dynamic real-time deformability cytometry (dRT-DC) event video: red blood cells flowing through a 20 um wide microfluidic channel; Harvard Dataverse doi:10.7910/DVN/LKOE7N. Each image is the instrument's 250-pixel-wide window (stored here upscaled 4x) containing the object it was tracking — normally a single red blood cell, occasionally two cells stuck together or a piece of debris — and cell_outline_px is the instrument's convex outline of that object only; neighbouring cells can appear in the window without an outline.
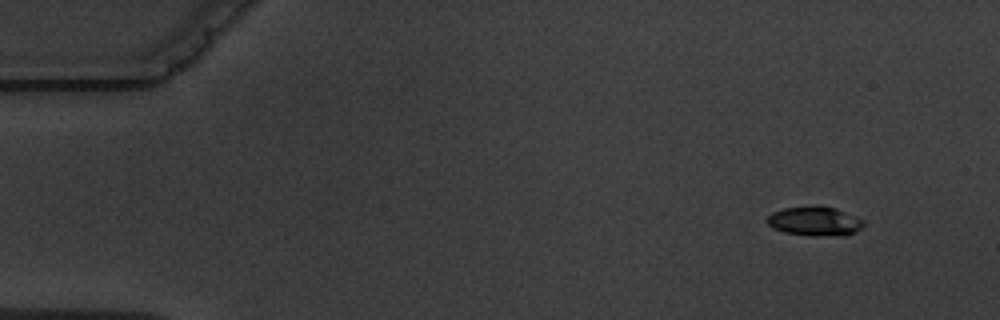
{"species": "common noctule bat (a hibernating species)", "species_latin": "Nyctalus noctula", "temperature_condition": "warm", "stored_images_in_passage": 10, "camera_frame_rate_fps": 3000, "um_per_image_px": 0.085, "animal": {"sex": "male", "body_mass_g": 19.5, "forearm_length_mm": 54.6}, "frame": {"image": 1, "passage_image": 1, "time_ms": 0.0, "image_size_px": [1000, 320], "cell_outline_px": [[864, 224], [856, 232], [844, 236], [808, 236], [784, 232], [772, 228], [764, 220], [772, 212], [784, 208], [836, 208], [864, 220]], "centroid_in_image_um": [69.24, 18.85], "position_along_channel_um": 15.8, "area_um2": 16.18}}
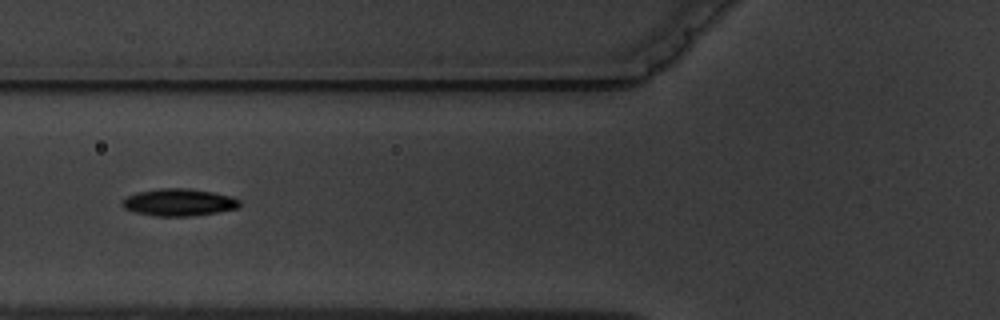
{"frame": {"image": 2, "passage_image": 5, "time_ms": 5.667, "image_size_px": [1000, 320], "cell_outline_px": [[240, 208], [216, 212], [188, 216], [156, 216], [136, 212], [124, 208], [120, 204], [120, 200], [136, 192], [160, 188], [188, 188], [212, 192], [228, 196], [240, 200]], "centroid_in_image_um": [15.16, 17.19], "position_along_channel_um": 110.6, "area_um2": 18.55}}
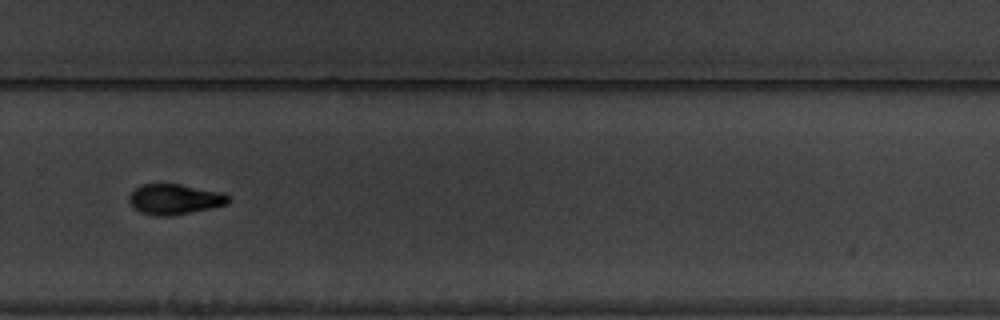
{"frame": {"image": 3, "passage_image": 10, "time_ms": 11.333, "image_size_px": [1000, 320], "cell_outline_px": [[232, 200], [228, 204], [212, 208], [172, 216], [156, 216], [140, 212], [132, 208], [128, 200], [128, 196], [140, 184], [180, 184], [224, 192]], "centroid_in_image_um": [14.86, 16.94], "position_along_channel_um": 314.9, "area_um2": 17.92}}